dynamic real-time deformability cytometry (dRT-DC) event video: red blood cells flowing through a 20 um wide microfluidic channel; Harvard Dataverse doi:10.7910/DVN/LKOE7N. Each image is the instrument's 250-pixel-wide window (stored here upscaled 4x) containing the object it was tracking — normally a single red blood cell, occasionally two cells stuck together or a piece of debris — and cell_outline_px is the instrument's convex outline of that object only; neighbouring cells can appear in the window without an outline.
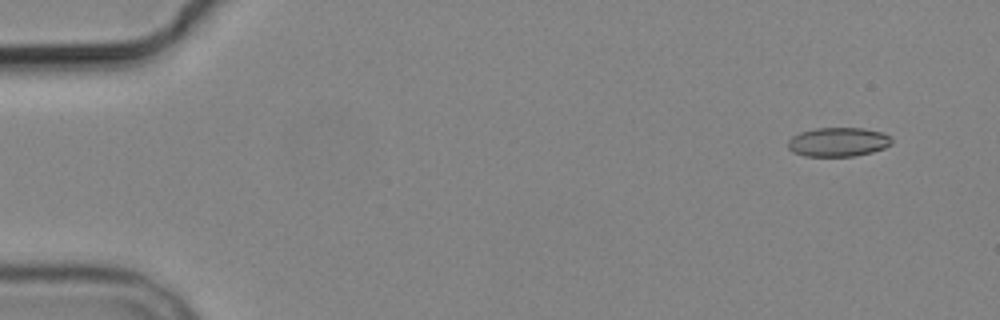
{"species": "common noctule bat (a hibernating species)", "species_latin": "Nyctalus noctula", "temperature_condition": "cold", "stored_images_in_passage": 8, "camera_frame_rate_fps": 3000, "um_per_image_px": 0.085, "animal": {"sex": "male", "body_mass_g": 19.2, "forearm_length_mm": 51.8}, "frame": {"image": 1, "passage_image": 2, "time_ms": 1.0, "image_size_px": [1000, 320], "cell_outline_px": [[892, 144], [884, 148], [872, 152], [856, 156], [804, 156], [792, 152], [788, 148], [788, 140], [792, 136], [800, 132], [816, 128], [864, 128], [880, 132], [892, 136]], "centroid_in_image_um": [71.25, 12.07], "position_along_channel_um": 13.8, "area_um2": 17.74}}
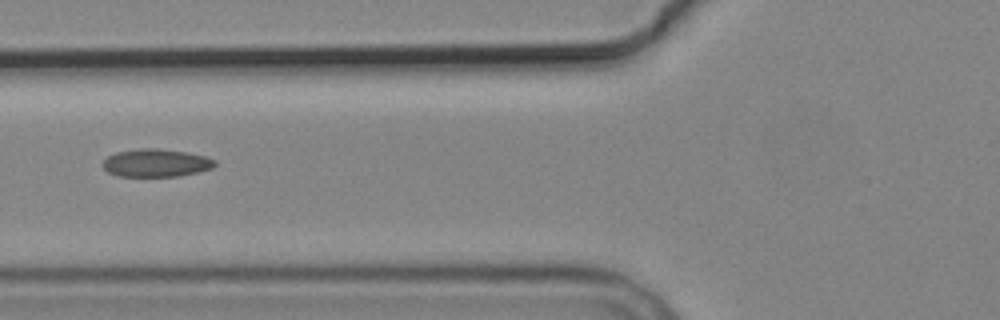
{"frame": {"image": 2, "passage_image": 7, "time_ms": 7.0, "image_size_px": [1000, 320], "cell_outline_px": [[216, 164], [212, 168], [180, 176], [116, 176], [108, 172], [100, 164], [108, 156], [116, 152], [140, 148], [156, 148], [184, 152], [204, 156], [216, 160]], "centroid_in_image_um": [13.22, 13.85], "position_along_channel_um": 112.6, "area_um2": 18.15}}
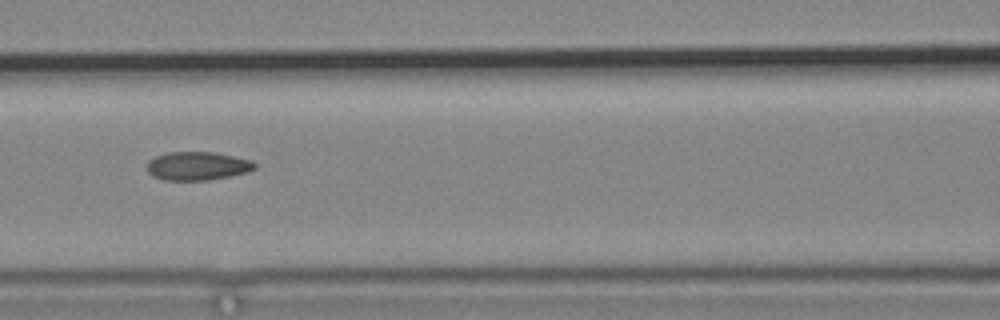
{"frame": {"image": 3, "passage_image": 8, "time_ms": 8.0, "image_size_px": [1000, 320], "cell_outline_px": [[256, 168], [248, 172], [208, 180], [164, 180], [152, 176], [148, 172], [148, 160], [156, 156], [168, 152], [212, 152], [252, 160], [256, 164]], "centroid_in_image_um": [16.78, 14.11], "position_along_channel_um": 149.8, "area_um2": 17.8}}